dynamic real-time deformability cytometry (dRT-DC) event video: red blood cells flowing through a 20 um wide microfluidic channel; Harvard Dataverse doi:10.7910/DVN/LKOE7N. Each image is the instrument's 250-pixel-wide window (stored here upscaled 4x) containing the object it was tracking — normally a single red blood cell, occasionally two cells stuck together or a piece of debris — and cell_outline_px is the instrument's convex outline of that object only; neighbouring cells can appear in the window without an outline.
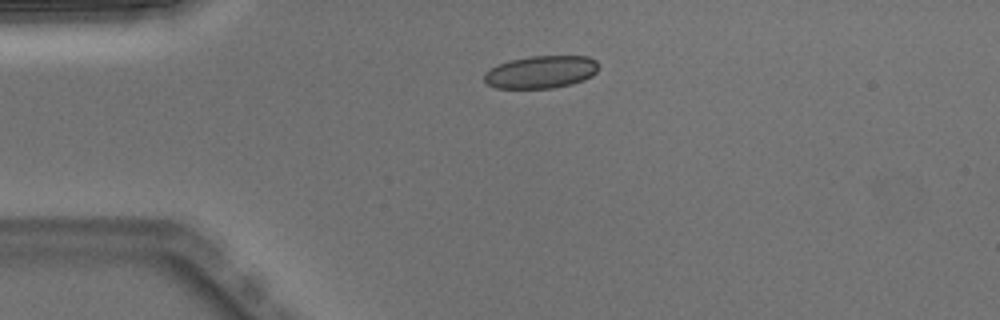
{"species": "Egyptian fruit bat (a non-hibernating species)", "species_latin": "Rousettus aegyptiacus", "temperature_condition": "warm", "stored_images_in_passage": 5, "camera_frame_rate_fps": 3000, "um_per_image_px": 0.085, "animal": {"sex": "male"}, "frame": {"image": 1, "passage_image": 1, "time_ms": 0.0, "image_size_px": [1000, 320], "cell_outline_px": [[596, 72], [592, 76], [584, 80], [572, 84], [552, 88], [496, 88], [488, 84], [484, 80], [484, 72], [500, 64], [512, 60], [528, 56], [588, 56], [596, 60]], "centroid_in_image_um": [45.99, 6.12], "position_along_channel_um": 39.0, "area_um2": 21.56}}
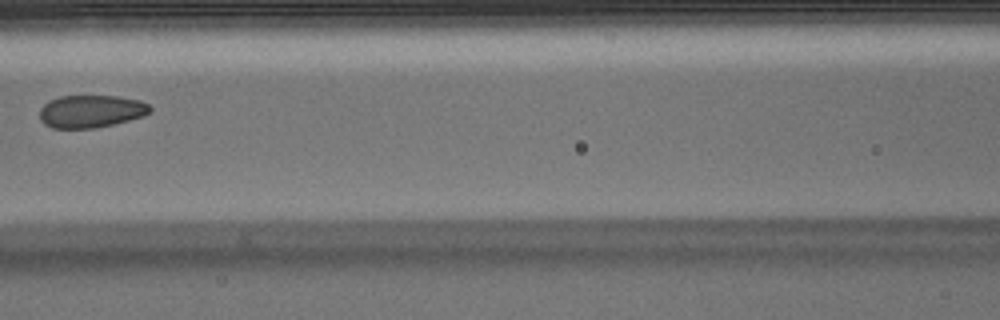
{"frame": {"image": 2, "passage_image": 4, "time_ms": 1.0, "image_size_px": [1000, 320], "cell_outline_px": [[152, 108], [144, 116], [96, 128], [52, 128], [44, 124], [40, 120], [40, 108], [48, 100], [60, 96], [116, 96], [140, 100], [148, 104]], "centroid_in_image_um": [7.7, 9.46], "position_along_channel_um": 158.9, "area_um2": 20.98}}
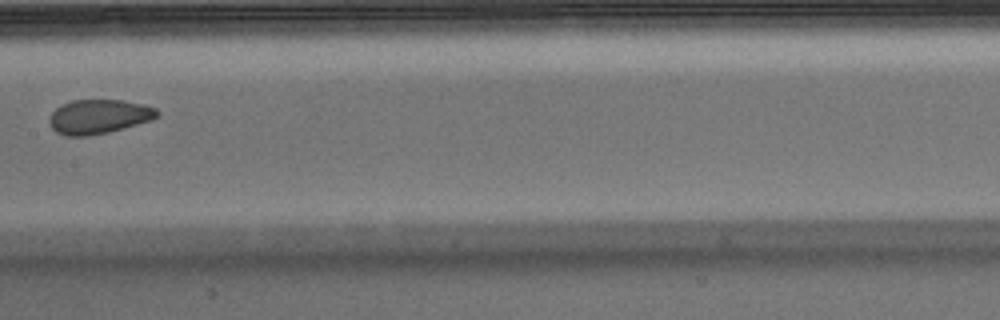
{"frame": {"image": 3, "passage_image": 5, "time_ms": 1.333, "image_size_px": [1000, 320], "cell_outline_px": [[160, 112], [152, 120], [124, 128], [108, 132], [88, 136], [64, 136], [56, 132], [52, 128], [48, 120], [52, 112], [60, 104], [72, 100], [124, 100], [144, 104], [156, 108]], "centroid_in_image_um": [8.38, 9.91], "position_along_channel_um": 199.0, "area_um2": 21.73}}